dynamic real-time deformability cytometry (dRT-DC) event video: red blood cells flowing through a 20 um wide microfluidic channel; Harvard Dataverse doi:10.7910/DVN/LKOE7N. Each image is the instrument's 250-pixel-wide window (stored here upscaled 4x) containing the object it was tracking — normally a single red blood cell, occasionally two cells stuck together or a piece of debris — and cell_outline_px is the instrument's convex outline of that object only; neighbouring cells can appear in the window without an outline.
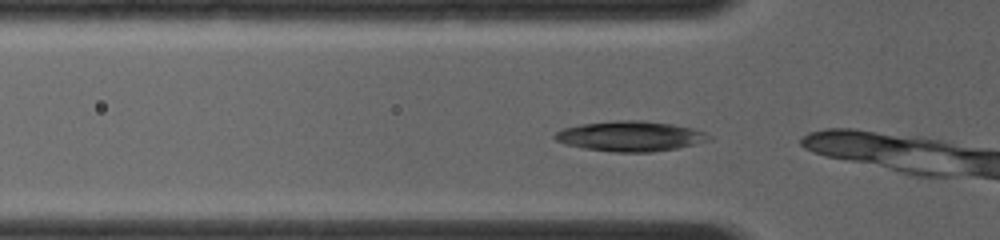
{"species": "common noctule bat (a hibernating species)", "species_latin": "Nyctalus noctula", "temperature_condition": "room temperature", "stored_images_in_passage": 5, "camera_frame_rate_fps": 4000, "um_per_image_px": 0.085, "animal": {"sex": "female", "body_mass_g": 19.0, "forearm_length_mm": 56.7}, "frame": {"image": 1, "passage_image": 2, "time_ms": 0.25, "image_size_px": [1000, 240], "cell_outline_px": [[712, 140], [696, 144], [676, 148], [652, 152], [616, 152], [584, 148], [564, 144], [556, 140], [552, 136], [556, 132], [564, 128], [580, 124], [616, 120], [644, 120], [672, 124], [692, 128], [704, 132], [712, 136]], "centroid_in_image_um": [53.59, 11.57], "position_along_channel_um": 72.2, "area_um2": 27.17}}